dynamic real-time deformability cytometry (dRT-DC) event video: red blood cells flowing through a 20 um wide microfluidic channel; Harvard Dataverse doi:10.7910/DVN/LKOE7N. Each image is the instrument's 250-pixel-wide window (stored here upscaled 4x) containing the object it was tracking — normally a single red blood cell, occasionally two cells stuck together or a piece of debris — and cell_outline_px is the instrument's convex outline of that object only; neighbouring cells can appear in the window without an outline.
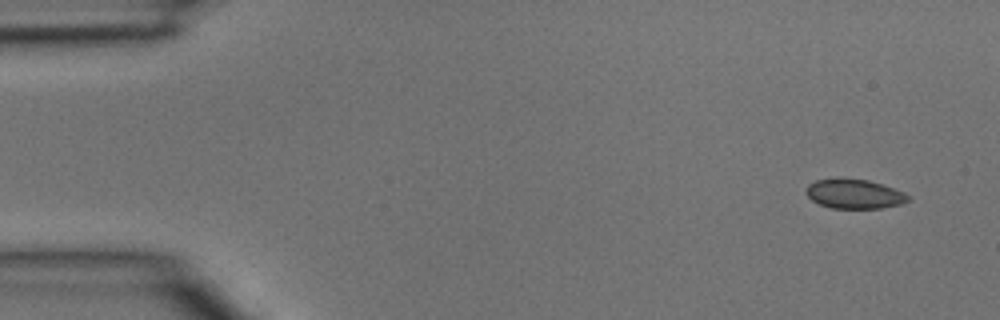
{"species": "common noctule bat (a hibernating species)", "species_latin": "Nyctalus noctula", "temperature_condition": "room temperature", "stored_images_in_passage": 3, "camera_frame_rate_fps": 3000, "um_per_image_px": 0.085, "animal": {"sex": "male", "body_mass_g": 15.6}, "frame": {"image": 1, "passage_image": 1, "time_ms": 0.0, "image_size_px": [1000, 320], "cell_outline_px": [[908, 200], [900, 204], [880, 208], [832, 208], [820, 204], [812, 200], [804, 192], [808, 184], [816, 180], [868, 180], [904, 192], [908, 196]], "centroid_in_image_um": [72.59, 16.51], "position_along_channel_um": 12.4, "area_um2": 16.88}}